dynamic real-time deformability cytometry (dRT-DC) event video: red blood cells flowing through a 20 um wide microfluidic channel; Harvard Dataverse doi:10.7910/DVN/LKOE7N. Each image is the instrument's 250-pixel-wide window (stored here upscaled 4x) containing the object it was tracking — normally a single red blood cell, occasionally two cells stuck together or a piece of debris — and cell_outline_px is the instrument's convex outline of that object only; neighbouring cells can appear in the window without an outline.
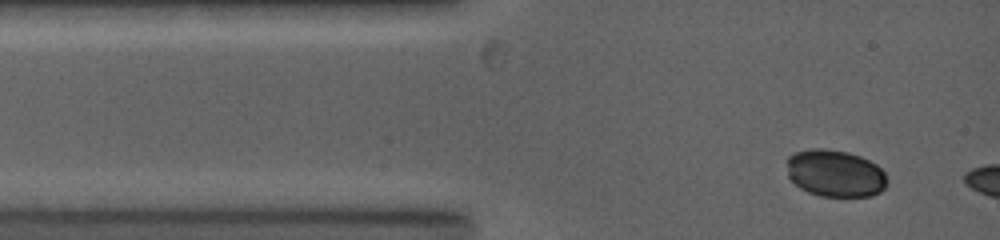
{"species": "common noctule bat (a hibernating species)", "species_latin": "Nyctalus noctula", "temperature_condition": "warm", "stored_images_in_passage": 3, "camera_frame_rate_fps": 5000, "um_per_image_px": 0.085, "animal": {"sex": "female", "body_mass_g": 19.0, "forearm_length_mm": 53.3}, "frame": {"image": 1, "passage_image": 1, "time_ms": 0.0, "image_size_px": [1000, 240], "cell_outline_px": [[888, 184], [880, 192], [872, 196], [820, 196], [808, 192], [800, 188], [788, 176], [788, 156], [792, 152], [812, 148], [824, 148], [848, 152], [860, 156], [876, 164], [884, 172], [888, 180]], "centroid_in_image_um": [71.0, 14.73], "position_along_channel_um": 14.0, "area_um2": 27.69}}